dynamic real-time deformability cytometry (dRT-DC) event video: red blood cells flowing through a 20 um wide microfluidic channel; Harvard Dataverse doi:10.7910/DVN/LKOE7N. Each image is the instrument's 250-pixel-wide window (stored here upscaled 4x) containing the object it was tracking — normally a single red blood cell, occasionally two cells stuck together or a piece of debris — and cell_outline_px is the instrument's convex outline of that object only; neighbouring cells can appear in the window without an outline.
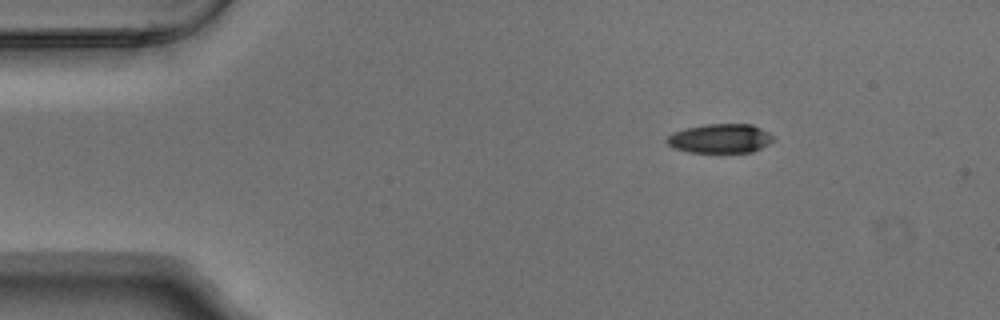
{"species": "Egyptian fruit bat (a non-hibernating species)", "species_latin": "Rousettus aegyptiacus", "temperature_condition": "warm", "stored_images_in_passage": 3, "camera_frame_rate_fps": 3000, "um_per_image_px": 0.085, "animal": {"sex": "male"}, "frame": {"image": 1, "passage_image": 1, "time_ms": 0.0, "image_size_px": [1000, 320], "cell_outline_px": [[776, 136], [768, 144], [752, 152], [688, 152], [672, 148], [664, 140], [672, 132], [684, 128], [704, 124], [752, 124]], "centroid_in_image_um": [61.18, 11.76], "position_along_channel_um": 23.8, "area_um2": 18.26}}
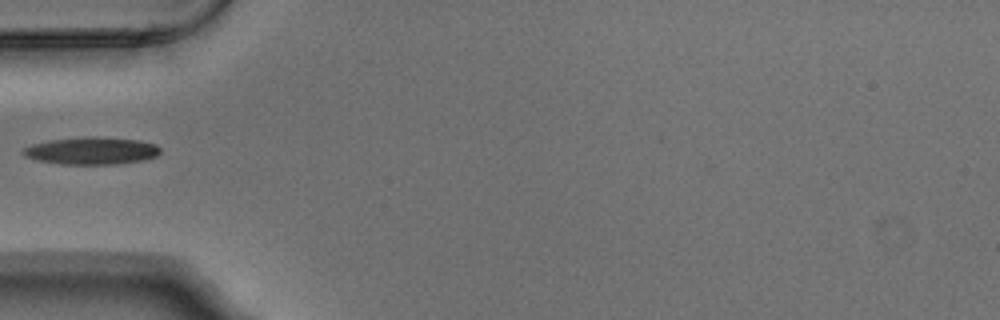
{"frame": {"image": 2, "passage_image": 3, "time_ms": 0.667, "image_size_px": [1000, 320], "cell_outline_px": [[160, 152], [156, 156], [144, 160], [116, 164], [60, 164], [36, 160], [24, 156], [20, 152], [24, 148], [32, 144], [52, 140], [92, 136], [96, 136], [140, 140], [156, 144], [160, 148]], "centroid_in_image_um": [7.79, 12.82], "position_along_channel_um": 77.2, "area_um2": 21.91}}